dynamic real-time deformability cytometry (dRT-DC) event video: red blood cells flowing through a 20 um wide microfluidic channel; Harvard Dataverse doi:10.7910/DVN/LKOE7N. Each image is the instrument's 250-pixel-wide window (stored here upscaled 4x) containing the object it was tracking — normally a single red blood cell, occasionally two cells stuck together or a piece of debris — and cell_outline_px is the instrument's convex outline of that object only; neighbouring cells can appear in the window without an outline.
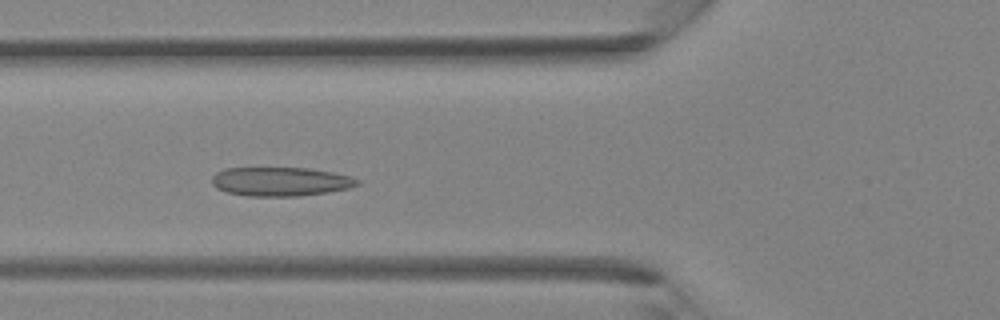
{"species": "Egyptian fruit bat (a non-hibernating species)", "species_latin": "Rousettus aegyptiacus", "temperature_condition": "room temperature", "stored_images_in_passage": 38, "camera_frame_rate_fps": 3000, "um_per_image_px": 0.085, "animal": {"sex": "female"}, "frame": {"image": 1, "passage_image": 13, "time_ms": 4.0, "image_size_px": [1000, 320], "cell_outline_px": [[360, 184], [348, 188], [328, 192], [300, 196], [248, 196], [228, 192], [216, 188], [212, 184], [212, 176], [216, 172], [224, 168], [308, 168], [332, 172], [348, 176], [360, 180]], "centroid_in_image_um": [23.83, 15.43], "position_along_channel_um": 102.0, "area_um2": 24.51}}
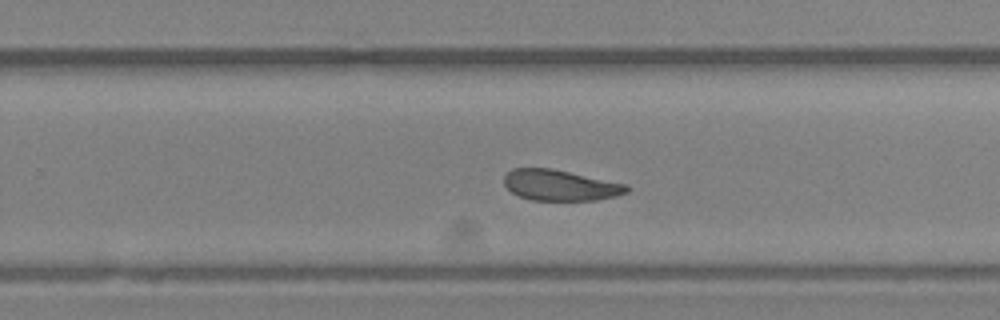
{"frame": {"image": 2, "passage_image": 24, "time_ms": 7.667, "image_size_px": [1000, 320], "cell_outline_px": [[632, 188], [628, 192], [616, 196], [596, 200], [532, 200], [520, 196], [512, 192], [504, 184], [504, 176], [512, 168], [552, 168], [628, 184]], "centroid_in_image_um": [47.66, 15.74], "position_along_channel_um": 282.1, "area_um2": 22.14}}
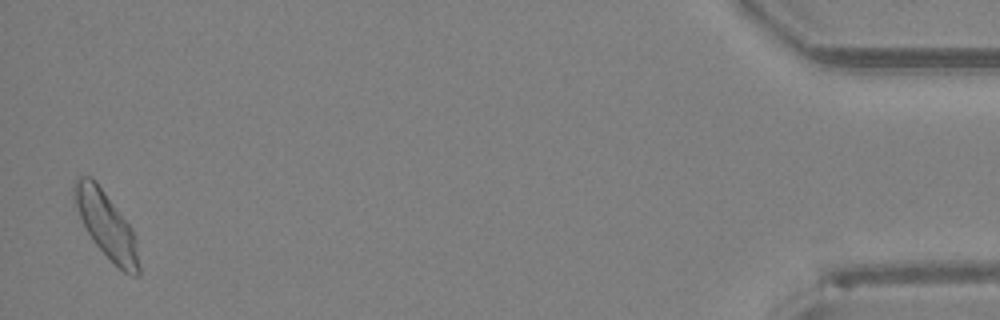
{"frame": {"image": 3, "passage_image": 38, "time_ms": 12.333, "image_size_px": [1000, 320], "cell_outline_px": [[140, 276], [132, 276], [124, 272], [92, 240], [80, 216], [72, 196], [72, 188], [76, 176], [92, 176], [96, 180], [132, 228], [136, 240], [140, 268]], "centroid_in_image_um": [9.03, 19.07], "position_along_channel_um": 426.2, "area_um2": 24.74}}